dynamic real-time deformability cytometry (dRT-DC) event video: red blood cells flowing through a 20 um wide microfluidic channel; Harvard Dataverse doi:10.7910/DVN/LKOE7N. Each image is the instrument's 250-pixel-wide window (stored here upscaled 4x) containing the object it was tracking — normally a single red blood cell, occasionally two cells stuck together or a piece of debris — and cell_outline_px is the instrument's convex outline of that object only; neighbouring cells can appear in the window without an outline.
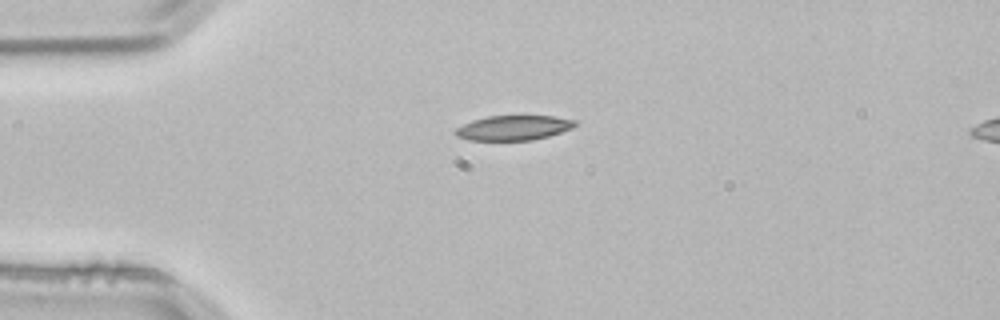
{"species": "common noctule bat (a hibernating species)", "species_latin": "Nyctalus noctula", "temperature_condition": "room temperature", "stored_images_in_passage": 4, "camera_frame_rate_fps": 3000, "um_per_image_px": 0.085, "animal": {"sex": "male", "body_mass_g": 21.5, "forearm_length_mm": 52.0}, "frame": {"image": 1, "passage_image": 4, "time_ms": 1.0, "image_size_px": [1000, 320], "cell_outline_px": [[576, 124], [572, 128], [548, 136], [532, 140], [468, 140], [456, 136], [452, 132], [456, 128], [472, 120], [488, 116], [556, 116], [576, 120]], "centroid_in_image_um": [43.62, 10.86], "position_along_channel_um": 41.4, "area_um2": 17.28}}